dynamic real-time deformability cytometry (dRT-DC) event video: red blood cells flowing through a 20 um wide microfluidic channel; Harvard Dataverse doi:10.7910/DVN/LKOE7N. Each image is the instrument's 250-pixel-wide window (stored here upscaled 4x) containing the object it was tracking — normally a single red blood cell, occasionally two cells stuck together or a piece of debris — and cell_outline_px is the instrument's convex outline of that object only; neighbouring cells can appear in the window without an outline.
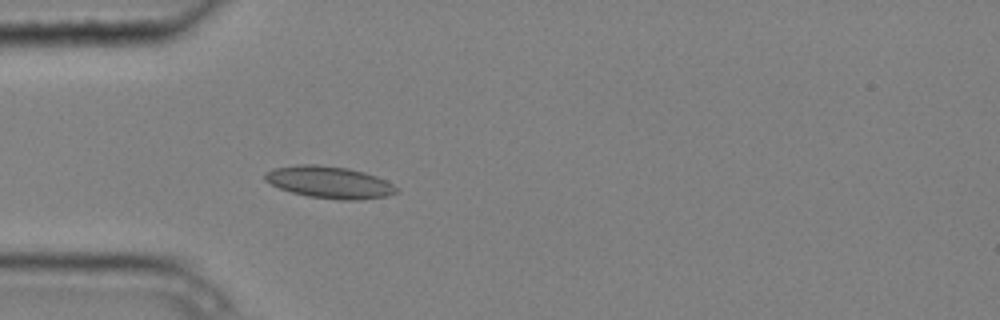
{"species": "common noctule bat (a hibernating species)", "species_latin": "Nyctalus noctula", "temperature_condition": "cold", "stored_images_in_passage": 4, "camera_frame_rate_fps": 3000, "um_per_image_px": 0.085, "animal": {"sex": "male", "body_mass_g": 20.4}, "frame": {"image": 1, "passage_image": 4, "time_ms": 1.0, "image_size_px": [1000, 320], "cell_outline_px": [[400, 192], [388, 196], [360, 200], [340, 200], [308, 196], [292, 192], [280, 188], [264, 180], [264, 172], [272, 168], [296, 164], [316, 164], [348, 168], [364, 172], [376, 176], [400, 188]], "centroid_in_image_um": [28.01, 15.49], "position_along_channel_um": 57.0, "area_um2": 24.74}}